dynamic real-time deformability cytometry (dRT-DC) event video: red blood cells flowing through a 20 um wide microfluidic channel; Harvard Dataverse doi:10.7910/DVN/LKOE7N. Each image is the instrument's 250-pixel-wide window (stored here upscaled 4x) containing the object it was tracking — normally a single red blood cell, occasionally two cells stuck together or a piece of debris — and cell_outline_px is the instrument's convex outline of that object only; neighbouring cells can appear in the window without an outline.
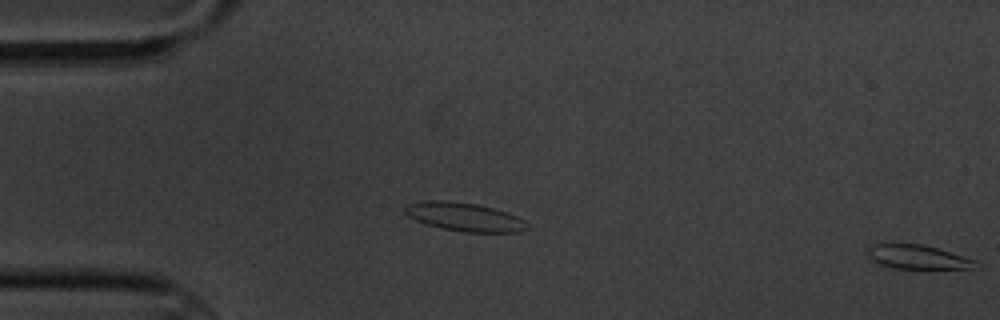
{"species": "common noctule bat (a hibernating species)", "species_latin": "Nyctalus noctula", "temperature_condition": "cold", "stored_images_in_passage": 4, "camera_frame_rate_fps": 3000, "um_per_image_px": 0.085, "animal": {"sex": "male", "body_mass_g": 20.1, "forearm_length_mm": 53.5}, "frame": {"image": 1, "passage_image": 4, "time_ms": 3.667, "image_size_px": [1000, 320], "cell_outline_px": [[984, 264], [980, 268], [892, 268], [880, 264], [872, 260], [864, 252], [868, 244], [888, 240], [924, 244], [976, 260]], "centroid_in_image_um": [77.9, 21.78], "position_along_channel_um": 7.1, "area_um2": 16.18}}